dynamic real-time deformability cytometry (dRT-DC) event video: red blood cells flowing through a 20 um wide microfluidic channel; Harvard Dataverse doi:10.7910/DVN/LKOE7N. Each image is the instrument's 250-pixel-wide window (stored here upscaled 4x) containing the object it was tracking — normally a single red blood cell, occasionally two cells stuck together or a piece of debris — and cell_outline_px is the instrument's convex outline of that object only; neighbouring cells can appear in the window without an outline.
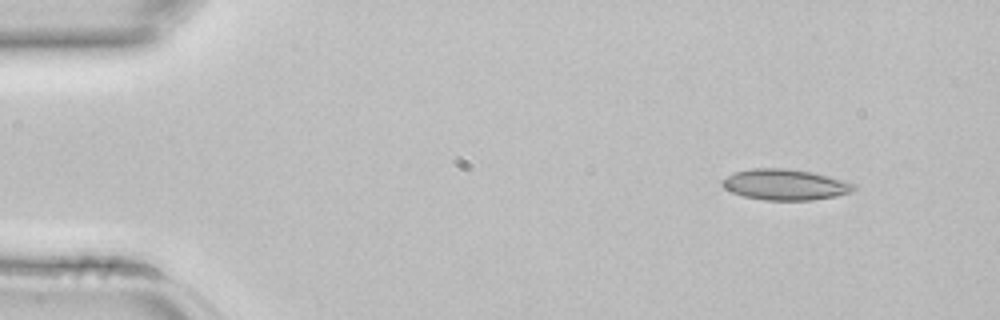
{"species": "common noctule bat (a hibernating species)", "species_latin": "Nyctalus noctula", "temperature_condition": "room temperature", "stored_images_in_passage": 2, "camera_frame_rate_fps": 3000, "um_per_image_px": 0.085, "animal": {"sex": "female", "body_mass_g": 22.7, "forearm_length_mm": 54.2}, "frame": {"image": 1, "passage_image": 1, "time_ms": 0.0, "image_size_px": [1000, 320], "cell_outline_px": [[856, 188], [852, 192], [836, 196], [812, 200], [764, 200], [744, 196], [732, 192], [724, 188], [720, 184], [720, 180], [732, 172], [752, 168], [788, 168], [812, 172], [828, 176], [852, 184]], "centroid_in_image_um": [66.66, 15.68], "position_along_channel_um": 18.3, "area_um2": 23.7}}